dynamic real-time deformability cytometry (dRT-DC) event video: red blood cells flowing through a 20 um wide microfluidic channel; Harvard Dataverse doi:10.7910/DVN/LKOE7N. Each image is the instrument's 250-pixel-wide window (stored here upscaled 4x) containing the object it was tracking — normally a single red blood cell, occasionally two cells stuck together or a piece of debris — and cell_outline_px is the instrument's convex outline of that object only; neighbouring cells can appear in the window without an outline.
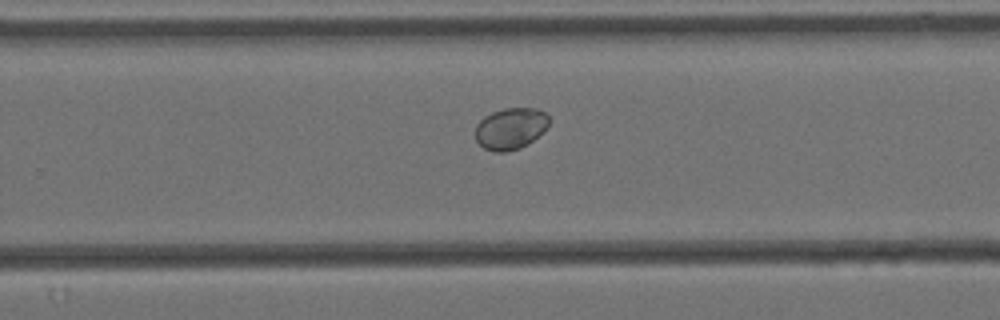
{"species": "Egyptian fruit bat (a non-hibernating species)", "species_latin": "Rousettus aegyptiacus", "temperature_condition": "cold", "stored_images_in_passage": 9, "camera_frame_rate_fps": 3000, "um_per_image_px": 0.085, "animal": {"sex": "female"}, "frame": {"image": 1, "passage_image": 9, "time_ms": 2.667, "image_size_px": [1000, 320], "cell_outline_px": [[548, 124], [544, 132], [520, 148], [508, 152], [496, 152], [484, 148], [476, 140], [476, 124], [484, 116], [492, 112], [504, 108], [536, 108], [544, 112], [548, 116]], "centroid_in_image_um": [43.39, 10.92], "position_along_channel_um": 286.4, "area_um2": 17.8}}